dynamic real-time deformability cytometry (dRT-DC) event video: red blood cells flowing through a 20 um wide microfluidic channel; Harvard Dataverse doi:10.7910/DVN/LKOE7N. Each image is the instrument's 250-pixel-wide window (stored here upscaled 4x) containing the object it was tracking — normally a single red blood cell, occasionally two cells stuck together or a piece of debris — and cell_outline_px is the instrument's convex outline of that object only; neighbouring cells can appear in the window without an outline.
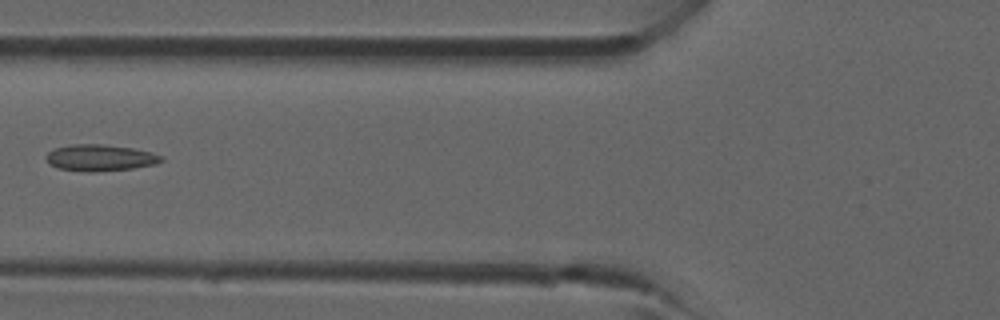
{"species": "common noctule bat (a hibernating species)", "species_latin": "Nyctalus noctula", "temperature_condition": "room temperature", "stored_images_in_passage": 2, "camera_frame_rate_fps": 3000, "um_per_image_px": 0.085, "animal": {"sex": "male", "forearm_length_mm": 52.5}, "frame": {"image": 1, "passage_image": 2, "time_ms": 1.0, "image_size_px": [1000, 320], "cell_outline_px": [[164, 160], [156, 164], [132, 168], [96, 172], [88, 172], [60, 168], [48, 164], [44, 156], [48, 152], [56, 148], [72, 144], [104, 144], [132, 148], [152, 152], [164, 156]], "centroid_in_image_um": [8.52, 13.41], "position_along_channel_um": 117.3, "area_um2": 17.86}}